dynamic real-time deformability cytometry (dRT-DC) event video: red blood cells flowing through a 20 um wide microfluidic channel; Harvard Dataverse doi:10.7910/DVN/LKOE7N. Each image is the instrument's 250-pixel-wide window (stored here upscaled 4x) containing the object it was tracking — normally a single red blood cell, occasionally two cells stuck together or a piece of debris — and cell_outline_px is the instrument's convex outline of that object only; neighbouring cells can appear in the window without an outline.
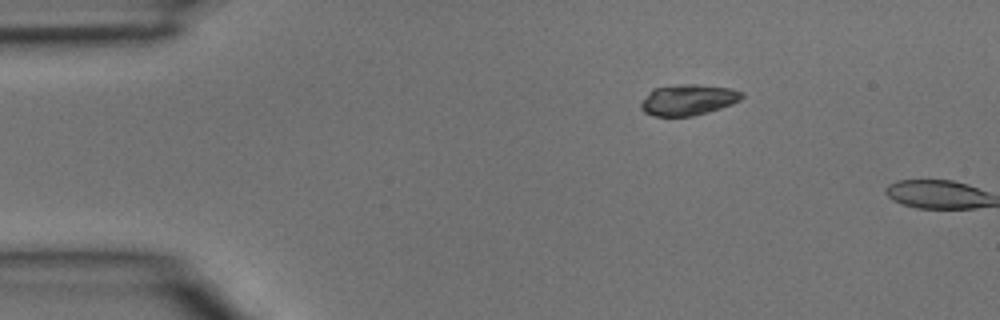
{"species": "common noctule bat (a hibernating species)", "species_latin": "Nyctalus noctula", "temperature_condition": "room temperature", "stored_images_in_passage": 2, "camera_frame_rate_fps": 3000, "um_per_image_px": 0.085, "animal": {"sex": "male", "body_mass_g": 15.6}, "frame": {"image": 1, "passage_image": 1, "time_ms": 0.0, "image_size_px": [1000, 320], "cell_outline_px": [[744, 96], [740, 100], [732, 104], [708, 112], [692, 116], [652, 116], [644, 112], [640, 108], [640, 104], [652, 88], [680, 84], [696, 84], [728, 88], [744, 92]], "centroid_in_image_um": [58.48, 8.48], "position_along_channel_um": 26.5, "area_um2": 18.21}}